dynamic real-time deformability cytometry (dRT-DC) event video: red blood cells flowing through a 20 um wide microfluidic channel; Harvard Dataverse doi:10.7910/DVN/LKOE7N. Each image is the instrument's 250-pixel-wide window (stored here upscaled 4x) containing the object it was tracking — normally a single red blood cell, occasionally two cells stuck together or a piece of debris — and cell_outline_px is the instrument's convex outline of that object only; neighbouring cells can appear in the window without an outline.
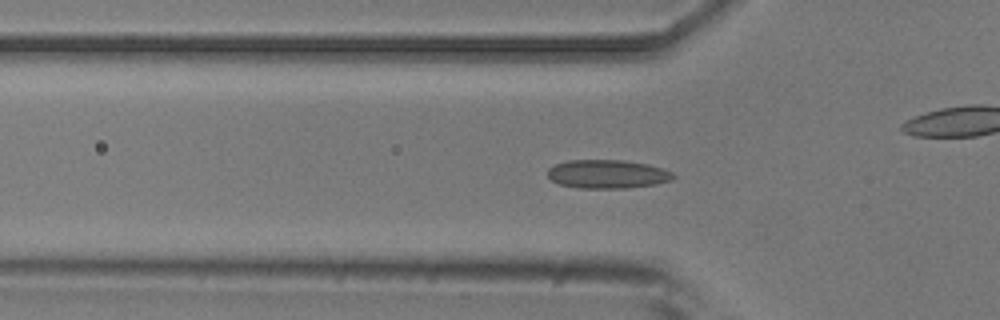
{"species": "common noctule bat (a hibernating species)", "species_latin": "Nyctalus noctula", "temperature_condition": "room temperature", "stored_images_in_passage": 52, "camera_frame_rate_fps": 3000, "um_per_image_px": 0.085, "animal": {"sex": "male", "body_mass_g": 20.5, "forearm_length_mm": 52.5}, "frame": {"image": 1, "passage_image": 16, "time_ms": 5.0, "image_size_px": [1000, 320], "cell_outline_px": [[676, 176], [672, 180], [656, 184], [624, 188], [580, 188], [560, 184], [552, 180], [548, 176], [548, 168], [556, 164], [568, 160], [624, 160], [648, 164], [664, 168], [672, 172]], "centroid_in_image_um": [51.66, 14.79], "position_along_channel_um": 74.1, "area_um2": 20.98}}
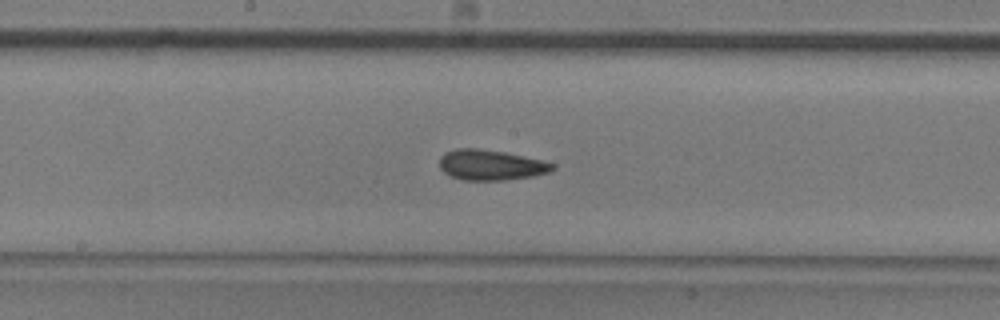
{"frame": {"image": 2, "passage_image": 26, "time_ms": 8.333, "image_size_px": [1000, 320], "cell_outline_px": [[556, 168], [548, 172], [532, 176], [504, 180], [460, 180], [444, 172], [440, 168], [440, 156], [444, 152], [456, 148], [476, 148], [504, 152], [540, 160], [556, 164]], "centroid_in_image_um": [41.69, 14.02], "position_along_channel_um": 206.5, "area_um2": 19.94}}
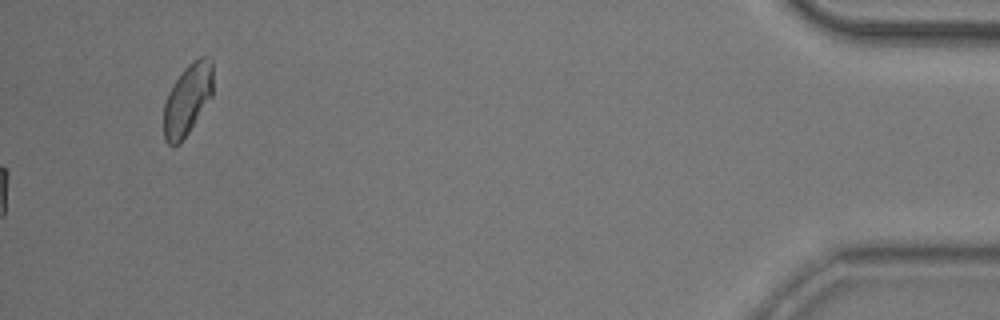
{"frame": {"image": 3, "passage_image": 52, "time_ms": 17.0, "image_size_px": [1000, 320], "cell_outline_px": [[212, 96], [180, 144], [168, 144], [164, 140], [164, 104], [168, 92], [184, 68], [192, 60], [200, 56], [204, 56], [212, 60]], "centroid_in_image_um": [15.93, 8.43], "position_along_channel_um": 419.3, "area_um2": 20.23}, "authors_computed_cell_mechanics": {"area_um2": 19.4497, "velocity_mm_per_s": 3.9325, "shape_relaxation_time_tau1_ms": 4.1434, "shape_relaxation_time_tau2_ms": 1.9499, "deformation_change_tau1": 0.112, "deformation_change_tau2": 0.0812}}